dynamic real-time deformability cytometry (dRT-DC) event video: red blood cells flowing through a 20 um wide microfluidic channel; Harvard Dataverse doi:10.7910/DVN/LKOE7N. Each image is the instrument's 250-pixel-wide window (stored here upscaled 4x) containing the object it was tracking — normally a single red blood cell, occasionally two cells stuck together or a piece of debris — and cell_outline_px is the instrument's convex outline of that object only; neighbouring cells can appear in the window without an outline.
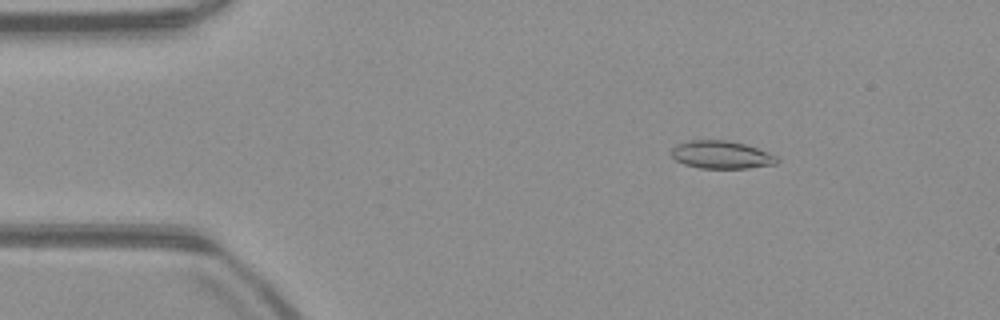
{"species": "common noctule bat (a hibernating species)", "species_latin": "Nyctalus noctula", "temperature_condition": "warm", "stored_images_in_passage": 47, "camera_frame_rate_fps": 3000, "um_per_image_px": 0.085, "animal": {"sex": "male", "body_mass_g": 23.1, "forearm_length_mm": 52.7}, "frame": {"image": 1, "passage_image": 3, "time_ms": 0.667, "image_size_px": [1000, 320], "cell_outline_px": [[780, 160], [776, 164], [748, 168], [700, 168], [684, 164], [676, 160], [672, 156], [672, 148], [676, 144], [688, 140], [728, 140], [744, 144], [768, 152], [776, 156]], "centroid_in_image_um": [61.31, 13.15], "position_along_channel_um": 23.7, "area_um2": 17.11}}
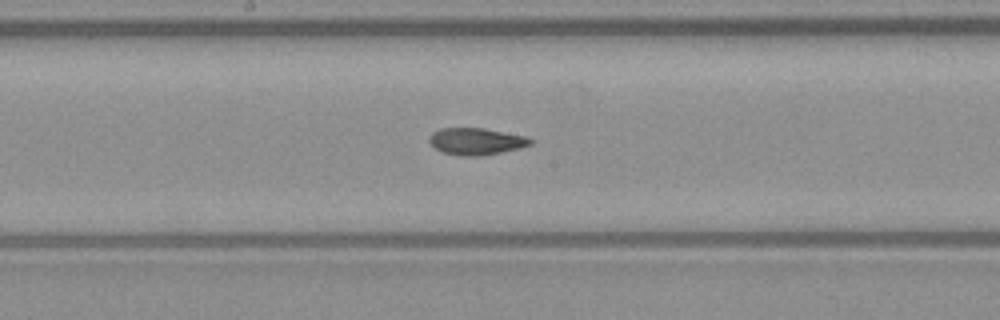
{"frame": {"image": 2, "passage_image": 22, "time_ms": 7.0, "image_size_px": [1000, 320], "cell_outline_px": [[536, 140], [532, 144], [520, 148], [484, 156], [460, 156], [444, 152], [436, 148], [428, 140], [428, 136], [432, 132], [440, 128], [484, 128], [528, 136]], "centroid_in_image_um": [40.53, 12.01], "position_along_channel_um": 207.7, "area_um2": 16.13}}
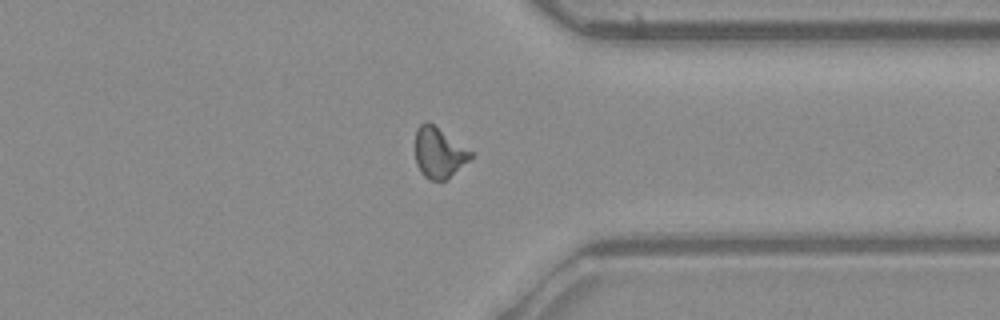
{"frame": {"image": 3, "passage_image": 35, "time_ms": 11.333, "image_size_px": [1000, 320], "cell_outline_px": [[472, 156], [468, 160], [444, 180], [428, 180], [420, 172], [416, 164], [416, 128], [424, 120], [428, 120], [472, 152]], "centroid_in_image_um": [37.25, 12.95], "position_along_channel_um": 374.1, "area_um2": 16.01}, "authors_computed_cell_mechanics": {"area_um2": 16.2996, "velocity_mm_per_s": 3.96, "shape_relaxation_time_tau1_ms": null, "shape_relaxation_time_tau2_ms": 3.1327, "deformation_change_tau1": null, "deformation_change_tau2": 0.0756}}